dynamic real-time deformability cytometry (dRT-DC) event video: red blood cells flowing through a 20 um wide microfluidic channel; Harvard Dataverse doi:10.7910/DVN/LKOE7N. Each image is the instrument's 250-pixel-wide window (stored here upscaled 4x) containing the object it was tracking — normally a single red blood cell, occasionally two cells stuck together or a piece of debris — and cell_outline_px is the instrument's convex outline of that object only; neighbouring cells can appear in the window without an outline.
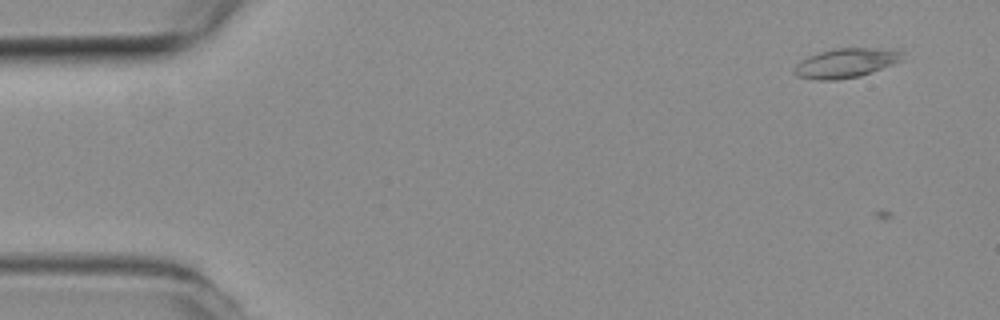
{"species": "common noctule bat (a hibernating species)", "species_latin": "Nyctalus noctula", "temperature_condition": "room temperature", "stored_images_in_passage": 6, "camera_frame_rate_fps": 3000, "um_per_image_px": 0.085, "animal": {"sex": "female", "body_mass_g": 19.3, "forearm_length_mm": 54.1}, "frame": {"image": 1, "passage_image": 5, "time_ms": 1.333, "image_size_px": [1000, 320], "cell_outline_px": [[904, 60], [860, 76], [836, 80], [816, 80], [796, 76], [792, 72], [792, 68], [796, 64], [808, 56], [820, 52], [836, 48], [868, 48], [904, 52]], "centroid_in_image_um": [71.85, 5.37], "position_along_channel_um": 13.2, "area_um2": 18.44}}